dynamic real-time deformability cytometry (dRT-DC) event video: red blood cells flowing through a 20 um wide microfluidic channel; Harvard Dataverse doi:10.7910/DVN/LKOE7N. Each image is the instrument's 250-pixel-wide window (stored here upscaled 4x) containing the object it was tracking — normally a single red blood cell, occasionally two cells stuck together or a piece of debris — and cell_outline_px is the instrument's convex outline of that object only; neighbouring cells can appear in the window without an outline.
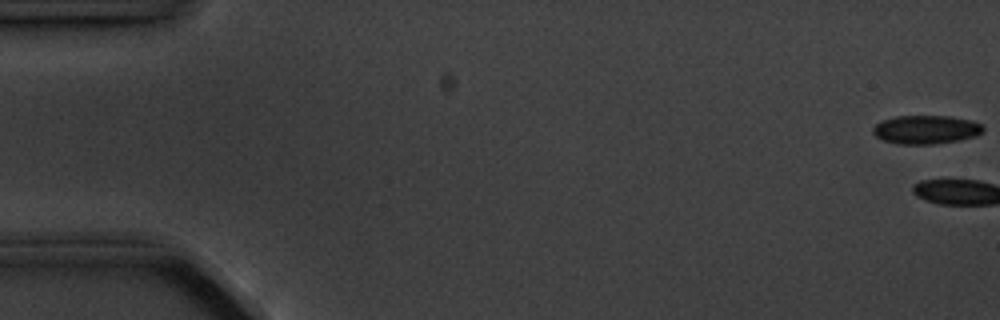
{"species": "common noctule bat (a hibernating species)", "species_latin": "Nyctalus noctula", "temperature_condition": "cold", "stored_images_in_passage": 4, "camera_frame_rate_fps": 3000, "um_per_image_px": 0.085, "animal": {"sex": "male", "body_mass_g": 20.1, "forearm_length_mm": 53.5}, "frame": {"image": 1, "passage_image": 1, "time_ms": 0.0, "image_size_px": [1000, 320], "cell_outline_px": [[984, 128], [976, 136], [960, 140], [932, 144], [900, 144], [884, 140], [876, 136], [872, 132], [872, 128], [876, 124], [884, 120], [896, 116], [952, 116], [972, 120], [984, 124]], "centroid_in_image_um": [78.74, 11.01], "position_along_channel_um": 6.3, "area_um2": 18.38}}